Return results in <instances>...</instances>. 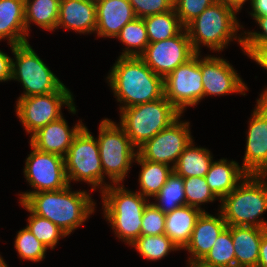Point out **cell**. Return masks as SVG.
<instances>
[{
    "mask_svg": "<svg viewBox=\"0 0 267 267\" xmlns=\"http://www.w3.org/2000/svg\"><path fill=\"white\" fill-rule=\"evenodd\" d=\"M119 111L156 101L164 96L163 78L154 73L141 57H117L106 77Z\"/></svg>",
    "mask_w": 267,
    "mask_h": 267,
    "instance_id": "1",
    "label": "cell"
},
{
    "mask_svg": "<svg viewBox=\"0 0 267 267\" xmlns=\"http://www.w3.org/2000/svg\"><path fill=\"white\" fill-rule=\"evenodd\" d=\"M23 203L34 214L56 224L68 236L94 214L97 204L89 192L73 191L71 185L30 194Z\"/></svg>",
    "mask_w": 267,
    "mask_h": 267,
    "instance_id": "2",
    "label": "cell"
},
{
    "mask_svg": "<svg viewBox=\"0 0 267 267\" xmlns=\"http://www.w3.org/2000/svg\"><path fill=\"white\" fill-rule=\"evenodd\" d=\"M238 13L240 11L235 6L218 0L190 22L185 28L195 53L202 54L201 46L209 48L212 53H220L234 40L243 50L241 29H244V26L236 17Z\"/></svg>",
    "mask_w": 267,
    "mask_h": 267,
    "instance_id": "3",
    "label": "cell"
},
{
    "mask_svg": "<svg viewBox=\"0 0 267 267\" xmlns=\"http://www.w3.org/2000/svg\"><path fill=\"white\" fill-rule=\"evenodd\" d=\"M267 175L248 174L218 207L228 226L267 229ZM263 219H262V218Z\"/></svg>",
    "mask_w": 267,
    "mask_h": 267,
    "instance_id": "4",
    "label": "cell"
},
{
    "mask_svg": "<svg viewBox=\"0 0 267 267\" xmlns=\"http://www.w3.org/2000/svg\"><path fill=\"white\" fill-rule=\"evenodd\" d=\"M101 197L104 219L115 237L130 246L141 236L142 215L150 201L123 184H111L101 192Z\"/></svg>",
    "mask_w": 267,
    "mask_h": 267,
    "instance_id": "5",
    "label": "cell"
},
{
    "mask_svg": "<svg viewBox=\"0 0 267 267\" xmlns=\"http://www.w3.org/2000/svg\"><path fill=\"white\" fill-rule=\"evenodd\" d=\"M119 112L118 124L136 149L183 116L165 96L153 102L124 108Z\"/></svg>",
    "mask_w": 267,
    "mask_h": 267,
    "instance_id": "6",
    "label": "cell"
},
{
    "mask_svg": "<svg viewBox=\"0 0 267 267\" xmlns=\"http://www.w3.org/2000/svg\"><path fill=\"white\" fill-rule=\"evenodd\" d=\"M116 123L109 118L102 119L96 137L104 173V189L111 184H123L137 154L126 132Z\"/></svg>",
    "mask_w": 267,
    "mask_h": 267,
    "instance_id": "7",
    "label": "cell"
},
{
    "mask_svg": "<svg viewBox=\"0 0 267 267\" xmlns=\"http://www.w3.org/2000/svg\"><path fill=\"white\" fill-rule=\"evenodd\" d=\"M12 58V78L23 87L18 98L43 95L59 91L64 83L50 70L29 44H9Z\"/></svg>",
    "mask_w": 267,
    "mask_h": 267,
    "instance_id": "8",
    "label": "cell"
},
{
    "mask_svg": "<svg viewBox=\"0 0 267 267\" xmlns=\"http://www.w3.org/2000/svg\"><path fill=\"white\" fill-rule=\"evenodd\" d=\"M64 164L69 185L71 182H84L94 192L97 189L100 193L104 190L98 141L86 125L75 136L64 157Z\"/></svg>",
    "mask_w": 267,
    "mask_h": 267,
    "instance_id": "9",
    "label": "cell"
},
{
    "mask_svg": "<svg viewBox=\"0 0 267 267\" xmlns=\"http://www.w3.org/2000/svg\"><path fill=\"white\" fill-rule=\"evenodd\" d=\"M74 95L65 85L56 92L17 98L16 115L25 132L31 137L40 128L63 116L62 107L76 114Z\"/></svg>",
    "mask_w": 267,
    "mask_h": 267,
    "instance_id": "10",
    "label": "cell"
},
{
    "mask_svg": "<svg viewBox=\"0 0 267 267\" xmlns=\"http://www.w3.org/2000/svg\"><path fill=\"white\" fill-rule=\"evenodd\" d=\"M31 152L25 160L23 175L32 191L20 192L19 202H23L30 194L64 189L69 185L64 158L37 150L30 144Z\"/></svg>",
    "mask_w": 267,
    "mask_h": 267,
    "instance_id": "11",
    "label": "cell"
},
{
    "mask_svg": "<svg viewBox=\"0 0 267 267\" xmlns=\"http://www.w3.org/2000/svg\"><path fill=\"white\" fill-rule=\"evenodd\" d=\"M164 96L182 114L203 99L201 54L178 66L163 79Z\"/></svg>",
    "mask_w": 267,
    "mask_h": 267,
    "instance_id": "12",
    "label": "cell"
},
{
    "mask_svg": "<svg viewBox=\"0 0 267 267\" xmlns=\"http://www.w3.org/2000/svg\"><path fill=\"white\" fill-rule=\"evenodd\" d=\"M181 118L180 116L140 146L137 154L148 161L164 163L174 168L181 153L194 140L190 131V122Z\"/></svg>",
    "mask_w": 267,
    "mask_h": 267,
    "instance_id": "13",
    "label": "cell"
},
{
    "mask_svg": "<svg viewBox=\"0 0 267 267\" xmlns=\"http://www.w3.org/2000/svg\"><path fill=\"white\" fill-rule=\"evenodd\" d=\"M195 54L188 32L184 28L173 38L149 43L140 57L154 73L164 79Z\"/></svg>",
    "mask_w": 267,
    "mask_h": 267,
    "instance_id": "14",
    "label": "cell"
},
{
    "mask_svg": "<svg viewBox=\"0 0 267 267\" xmlns=\"http://www.w3.org/2000/svg\"><path fill=\"white\" fill-rule=\"evenodd\" d=\"M246 131L242 168L248 174L267 175V101L256 99Z\"/></svg>",
    "mask_w": 267,
    "mask_h": 267,
    "instance_id": "15",
    "label": "cell"
},
{
    "mask_svg": "<svg viewBox=\"0 0 267 267\" xmlns=\"http://www.w3.org/2000/svg\"><path fill=\"white\" fill-rule=\"evenodd\" d=\"M203 98L206 96L246 95L248 86L227 59L221 56H201Z\"/></svg>",
    "mask_w": 267,
    "mask_h": 267,
    "instance_id": "16",
    "label": "cell"
},
{
    "mask_svg": "<svg viewBox=\"0 0 267 267\" xmlns=\"http://www.w3.org/2000/svg\"><path fill=\"white\" fill-rule=\"evenodd\" d=\"M85 126L82 120L70 128L65 117L50 122L35 132L29 140V144L37 150L65 157L75 136Z\"/></svg>",
    "mask_w": 267,
    "mask_h": 267,
    "instance_id": "17",
    "label": "cell"
},
{
    "mask_svg": "<svg viewBox=\"0 0 267 267\" xmlns=\"http://www.w3.org/2000/svg\"><path fill=\"white\" fill-rule=\"evenodd\" d=\"M216 214L214 216L205 211L197 218L191 239L183 249L190 254L186 263L201 261L214 246L217 237L228 226L219 210Z\"/></svg>",
    "mask_w": 267,
    "mask_h": 267,
    "instance_id": "18",
    "label": "cell"
},
{
    "mask_svg": "<svg viewBox=\"0 0 267 267\" xmlns=\"http://www.w3.org/2000/svg\"><path fill=\"white\" fill-rule=\"evenodd\" d=\"M96 1V37L116 38L121 29L136 16L129 0Z\"/></svg>",
    "mask_w": 267,
    "mask_h": 267,
    "instance_id": "19",
    "label": "cell"
},
{
    "mask_svg": "<svg viewBox=\"0 0 267 267\" xmlns=\"http://www.w3.org/2000/svg\"><path fill=\"white\" fill-rule=\"evenodd\" d=\"M96 19L95 0H60L56 30L63 28L80 35L95 34Z\"/></svg>",
    "mask_w": 267,
    "mask_h": 267,
    "instance_id": "20",
    "label": "cell"
},
{
    "mask_svg": "<svg viewBox=\"0 0 267 267\" xmlns=\"http://www.w3.org/2000/svg\"><path fill=\"white\" fill-rule=\"evenodd\" d=\"M248 173L235 160L221 158L213 160L205 175L206 182L212 193L220 202L230 194L246 177Z\"/></svg>",
    "mask_w": 267,
    "mask_h": 267,
    "instance_id": "21",
    "label": "cell"
},
{
    "mask_svg": "<svg viewBox=\"0 0 267 267\" xmlns=\"http://www.w3.org/2000/svg\"><path fill=\"white\" fill-rule=\"evenodd\" d=\"M24 0H0V41L18 45L28 42Z\"/></svg>",
    "mask_w": 267,
    "mask_h": 267,
    "instance_id": "22",
    "label": "cell"
},
{
    "mask_svg": "<svg viewBox=\"0 0 267 267\" xmlns=\"http://www.w3.org/2000/svg\"><path fill=\"white\" fill-rule=\"evenodd\" d=\"M267 229L231 226L235 251V267H257L262 236Z\"/></svg>",
    "mask_w": 267,
    "mask_h": 267,
    "instance_id": "23",
    "label": "cell"
},
{
    "mask_svg": "<svg viewBox=\"0 0 267 267\" xmlns=\"http://www.w3.org/2000/svg\"><path fill=\"white\" fill-rule=\"evenodd\" d=\"M202 212L199 208L185 205L166 214L165 234L180 250L189 243L196 220Z\"/></svg>",
    "mask_w": 267,
    "mask_h": 267,
    "instance_id": "24",
    "label": "cell"
},
{
    "mask_svg": "<svg viewBox=\"0 0 267 267\" xmlns=\"http://www.w3.org/2000/svg\"><path fill=\"white\" fill-rule=\"evenodd\" d=\"M134 163L141 166L138 176L139 192L149 201L154 198L173 173V167L158 162H151L136 154Z\"/></svg>",
    "mask_w": 267,
    "mask_h": 267,
    "instance_id": "25",
    "label": "cell"
},
{
    "mask_svg": "<svg viewBox=\"0 0 267 267\" xmlns=\"http://www.w3.org/2000/svg\"><path fill=\"white\" fill-rule=\"evenodd\" d=\"M194 140L184 149L173 168L182 178L205 177L213 162V155L208 148L198 147Z\"/></svg>",
    "mask_w": 267,
    "mask_h": 267,
    "instance_id": "26",
    "label": "cell"
},
{
    "mask_svg": "<svg viewBox=\"0 0 267 267\" xmlns=\"http://www.w3.org/2000/svg\"><path fill=\"white\" fill-rule=\"evenodd\" d=\"M60 0H24L25 26L29 36L31 23L42 30L55 32L59 17Z\"/></svg>",
    "mask_w": 267,
    "mask_h": 267,
    "instance_id": "27",
    "label": "cell"
},
{
    "mask_svg": "<svg viewBox=\"0 0 267 267\" xmlns=\"http://www.w3.org/2000/svg\"><path fill=\"white\" fill-rule=\"evenodd\" d=\"M143 20L146 25L149 43L173 38L185 28L174 8L167 12L146 16Z\"/></svg>",
    "mask_w": 267,
    "mask_h": 267,
    "instance_id": "28",
    "label": "cell"
},
{
    "mask_svg": "<svg viewBox=\"0 0 267 267\" xmlns=\"http://www.w3.org/2000/svg\"><path fill=\"white\" fill-rule=\"evenodd\" d=\"M116 38L125 46L119 57H140L149 44L143 18H135L133 21L127 23Z\"/></svg>",
    "mask_w": 267,
    "mask_h": 267,
    "instance_id": "29",
    "label": "cell"
},
{
    "mask_svg": "<svg viewBox=\"0 0 267 267\" xmlns=\"http://www.w3.org/2000/svg\"><path fill=\"white\" fill-rule=\"evenodd\" d=\"M152 203L164 214L186 205L185 188L183 178L174 171L168 177L167 182L153 198Z\"/></svg>",
    "mask_w": 267,
    "mask_h": 267,
    "instance_id": "30",
    "label": "cell"
},
{
    "mask_svg": "<svg viewBox=\"0 0 267 267\" xmlns=\"http://www.w3.org/2000/svg\"><path fill=\"white\" fill-rule=\"evenodd\" d=\"M30 214L26 228L47 248L54 250L60 239L67 237L56 224L50 220L34 214L23 202H19Z\"/></svg>",
    "mask_w": 267,
    "mask_h": 267,
    "instance_id": "31",
    "label": "cell"
},
{
    "mask_svg": "<svg viewBox=\"0 0 267 267\" xmlns=\"http://www.w3.org/2000/svg\"><path fill=\"white\" fill-rule=\"evenodd\" d=\"M130 247L146 260L157 261L165 258L172 251H180L176 244L166 235L140 236Z\"/></svg>",
    "mask_w": 267,
    "mask_h": 267,
    "instance_id": "32",
    "label": "cell"
},
{
    "mask_svg": "<svg viewBox=\"0 0 267 267\" xmlns=\"http://www.w3.org/2000/svg\"><path fill=\"white\" fill-rule=\"evenodd\" d=\"M211 267H235V251L231 226H227L217 237L214 246L200 261Z\"/></svg>",
    "mask_w": 267,
    "mask_h": 267,
    "instance_id": "33",
    "label": "cell"
},
{
    "mask_svg": "<svg viewBox=\"0 0 267 267\" xmlns=\"http://www.w3.org/2000/svg\"><path fill=\"white\" fill-rule=\"evenodd\" d=\"M14 247L20 259L34 263L43 261L48 250L26 227L16 234Z\"/></svg>",
    "mask_w": 267,
    "mask_h": 267,
    "instance_id": "34",
    "label": "cell"
},
{
    "mask_svg": "<svg viewBox=\"0 0 267 267\" xmlns=\"http://www.w3.org/2000/svg\"><path fill=\"white\" fill-rule=\"evenodd\" d=\"M186 205L199 208L203 212L202 205L213 203L218 198L210 190L205 177H187L183 178Z\"/></svg>",
    "mask_w": 267,
    "mask_h": 267,
    "instance_id": "35",
    "label": "cell"
},
{
    "mask_svg": "<svg viewBox=\"0 0 267 267\" xmlns=\"http://www.w3.org/2000/svg\"><path fill=\"white\" fill-rule=\"evenodd\" d=\"M165 217L166 214L150 201L142 215L141 236L165 234Z\"/></svg>",
    "mask_w": 267,
    "mask_h": 267,
    "instance_id": "36",
    "label": "cell"
},
{
    "mask_svg": "<svg viewBox=\"0 0 267 267\" xmlns=\"http://www.w3.org/2000/svg\"><path fill=\"white\" fill-rule=\"evenodd\" d=\"M217 1L218 0H174L173 8L181 24L186 27L203 13L206 8Z\"/></svg>",
    "mask_w": 267,
    "mask_h": 267,
    "instance_id": "37",
    "label": "cell"
},
{
    "mask_svg": "<svg viewBox=\"0 0 267 267\" xmlns=\"http://www.w3.org/2000/svg\"><path fill=\"white\" fill-rule=\"evenodd\" d=\"M136 18L167 12L173 9L174 0H129Z\"/></svg>",
    "mask_w": 267,
    "mask_h": 267,
    "instance_id": "38",
    "label": "cell"
},
{
    "mask_svg": "<svg viewBox=\"0 0 267 267\" xmlns=\"http://www.w3.org/2000/svg\"><path fill=\"white\" fill-rule=\"evenodd\" d=\"M244 55L255 61L257 65L267 71V44L266 45H243ZM259 99L267 98V87L261 91Z\"/></svg>",
    "mask_w": 267,
    "mask_h": 267,
    "instance_id": "39",
    "label": "cell"
},
{
    "mask_svg": "<svg viewBox=\"0 0 267 267\" xmlns=\"http://www.w3.org/2000/svg\"><path fill=\"white\" fill-rule=\"evenodd\" d=\"M260 31L243 30V45H266L267 44V16L255 19Z\"/></svg>",
    "mask_w": 267,
    "mask_h": 267,
    "instance_id": "40",
    "label": "cell"
},
{
    "mask_svg": "<svg viewBox=\"0 0 267 267\" xmlns=\"http://www.w3.org/2000/svg\"><path fill=\"white\" fill-rule=\"evenodd\" d=\"M12 58L0 49V83L11 81Z\"/></svg>",
    "mask_w": 267,
    "mask_h": 267,
    "instance_id": "41",
    "label": "cell"
},
{
    "mask_svg": "<svg viewBox=\"0 0 267 267\" xmlns=\"http://www.w3.org/2000/svg\"><path fill=\"white\" fill-rule=\"evenodd\" d=\"M250 5L252 11H250L249 15H251L254 20L260 16H267V0H250Z\"/></svg>",
    "mask_w": 267,
    "mask_h": 267,
    "instance_id": "42",
    "label": "cell"
},
{
    "mask_svg": "<svg viewBox=\"0 0 267 267\" xmlns=\"http://www.w3.org/2000/svg\"><path fill=\"white\" fill-rule=\"evenodd\" d=\"M257 267H267V232L262 236Z\"/></svg>",
    "mask_w": 267,
    "mask_h": 267,
    "instance_id": "43",
    "label": "cell"
},
{
    "mask_svg": "<svg viewBox=\"0 0 267 267\" xmlns=\"http://www.w3.org/2000/svg\"><path fill=\"white\" fill-rule=\"evenodd\" d=\"M223 1L235 6L239 11H241L243 8V5H245L246 1H249V0H223Z\"/></svg>",
    "mask_w": 267,
    "mask_h": 267,
    "instance_id": "44",
    "label": "cell"
},
{
    "mask_svg": "<svg viewBox=\"0 0 267 267\" xmlns=\"http://www.w3.org/2000/svg\"><path fill=\"white\" fill-rule=\"evenodd\" d=\"M187 264H188V266H186V267H211V266L203 264L200 261L188 262Z\"/></svg>",
    "mask_w": 267,
    "mask_h": 267,
    "instance_id": "45",
    "label": "cell"
},
{
    "mask_svg": "<svg viewBox=\"0 0 267 267\" xmlns=\"http://www.w3.org/2000/svg\"><path fill=\"white\" fill-rule=\"evenodd\" d=\"M6 263L7 262L4 260V258L0 254V267H9L8 264H6Z\"/></svg>",
    "mask_w": 267,
    "mask_h": 267,
    "instance_id": "46",
    "label": "cell"
}]
</instances>
